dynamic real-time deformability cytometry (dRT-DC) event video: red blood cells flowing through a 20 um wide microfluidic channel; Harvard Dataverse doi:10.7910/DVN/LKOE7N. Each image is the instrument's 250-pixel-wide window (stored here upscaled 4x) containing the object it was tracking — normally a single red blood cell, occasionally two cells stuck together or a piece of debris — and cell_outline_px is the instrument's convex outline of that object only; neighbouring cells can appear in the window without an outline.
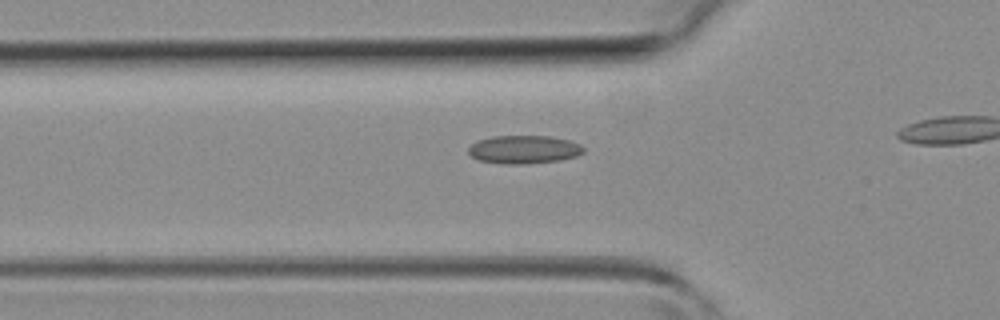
{"species": "common noctule bat (a hibernating species)", "species_latin": "Nyctalus noctula", "temperature_condition": "room temperature", "stored_images_in_passage": 19, "camera_frame_rate_fps": 3000, "um_per_image_px": 0.085, "animal": {"sex": "female", "body_mass_g": 19.3, "forearm_length_mm": 54.1}, "frame": {"image": 1, "passage_image": 2, "time_ms": 0.333, "image_size_px": [1000, 320], "cell_outline_px": [[584, 152], [576, 156], [560, 160], [524, 164], [504, 164], [480, 160], [472, 156], [468, 152], [468, 148], [476, 140], [492, 136], [548, 136], [568, 140], [580, 144], [584, 148]], "centroid_in_image_um": [44.52, 12.7], "position_along_channel_um": 81.3, "area_um2": 18.9}}
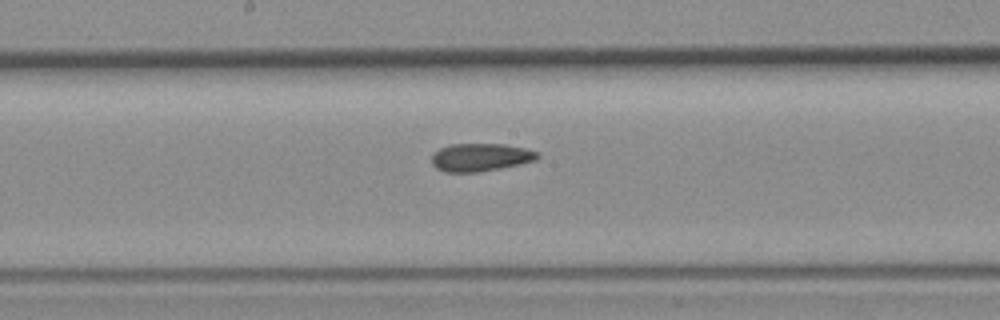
{"frame": {"image": 2, "passage_image": 10, "time_ms": 3.0, "image_size_px": [1000, 320], "cell_outline_px": [[540, 156], [536, 160], [520, 164], [480, 172], [444, 172], [436, 168], [432, 164], [432, 156], [440, 148], [452, 144], [504, 144], [524, 148], [536, 152]], "centroid_in_image_um": [40.83, 13.38], "position_along_channel_um": 207.4, "area_um2": 17.11}}
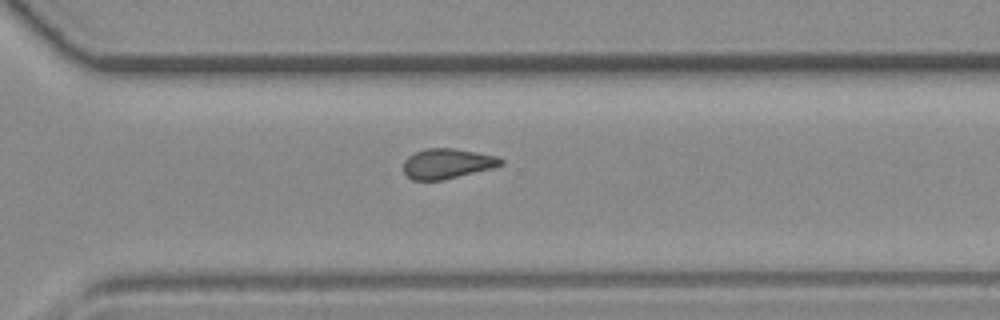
{"frame": {"image": 3, "passage_image": 18, "time_ms": 5.667, "image_size_px": [1000, 320], "cell_outline_px": [[504, 164], [492, 168], [444, 180], [412, 180], [404, 172], [404, 160], [408, 156], [416, 152], [428, 148], [452, 148], [476, 152], [496, 156], [504, 160]], "centroid_in_image_um": [38.02, 13.91], "position_along_channel_um": 332.6, "area_um2": 16.99}}